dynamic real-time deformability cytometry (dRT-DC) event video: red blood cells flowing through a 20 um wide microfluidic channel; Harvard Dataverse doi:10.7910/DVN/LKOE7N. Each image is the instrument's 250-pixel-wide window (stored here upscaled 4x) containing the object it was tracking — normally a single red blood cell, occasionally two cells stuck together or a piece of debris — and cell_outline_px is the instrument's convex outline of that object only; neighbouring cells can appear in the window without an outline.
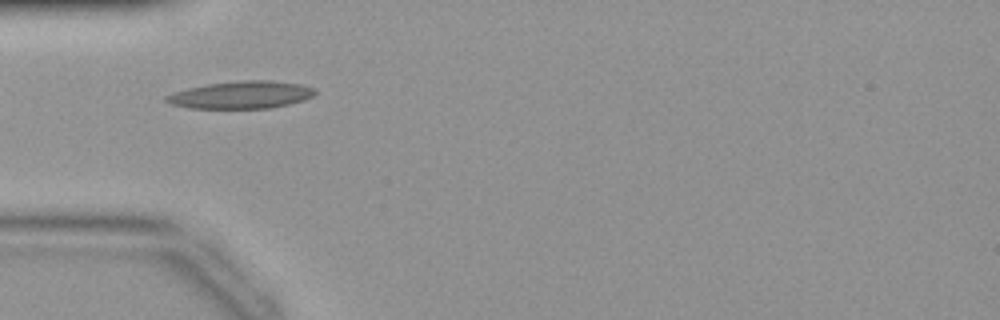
{"species": "common noctule bat (a hibernating species)", "species_latin": "Nyctalus noctula", "temperature_condition": "warm", "stored_images_in_passage": 19, "camera_frame_rate_fps": 3000, "um_per_image_px": 0.085, "animal": {"sex": "female", "body_mass_g": 19.9}, "frame": {"image": 1, "passage_image": 1, "time_ms": 0.0, "image_size_px": [1000, 320], "cell_outline_px": [[316, 92], [312, 96], [304, 100], [288, 104], [268, 108], [188, 108], [172, 104], [164, 100], [164, 96], [188, 88], [208, 84], [244, 80], [268, 80], [300, 84], [316, 88]], "centroid_in_image_um": [20.51, 8.06], "position_along_channel_um": 64.5, "area_um2": 23.58}}
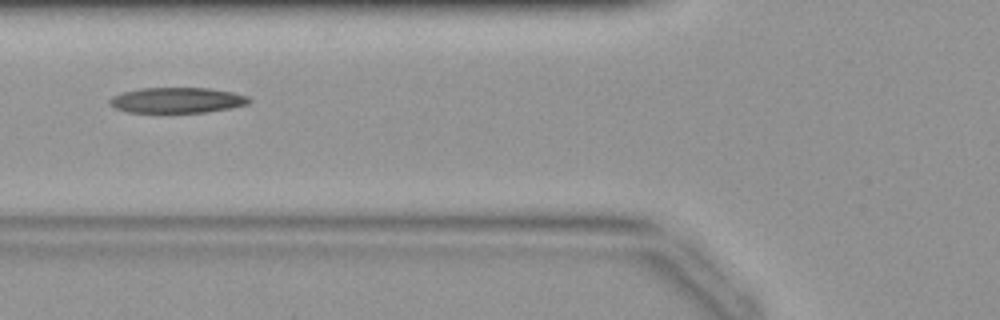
{"frame": {"image": 2, "passage_image": 4, "time_ms": 1.0, "image_size_px": [1000, 320], "cell_outline_px": [[252, 100], [248, 104], [232, 108], [208, 112], [128, 112], [116, 108], [108, 104], [108, 100], [112, 96], [120, 92], [140, 88], [208, 88], [232, 92], [248, 96]], "centroid_in_image_um": [15.04, 8.51], "position_along_channel_um": 110.8, "area_um2": 20.87}}